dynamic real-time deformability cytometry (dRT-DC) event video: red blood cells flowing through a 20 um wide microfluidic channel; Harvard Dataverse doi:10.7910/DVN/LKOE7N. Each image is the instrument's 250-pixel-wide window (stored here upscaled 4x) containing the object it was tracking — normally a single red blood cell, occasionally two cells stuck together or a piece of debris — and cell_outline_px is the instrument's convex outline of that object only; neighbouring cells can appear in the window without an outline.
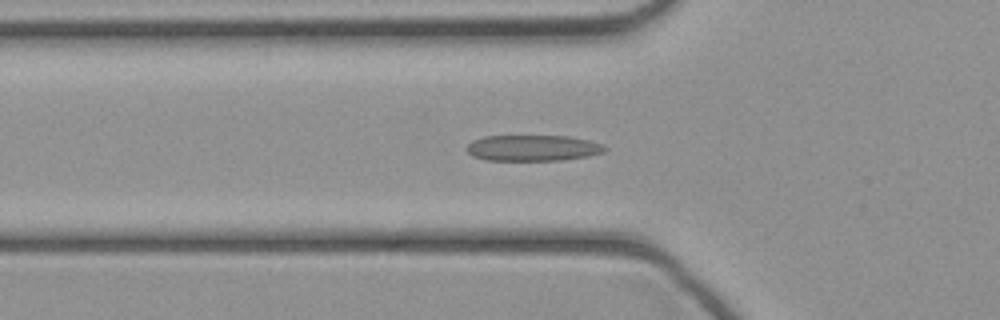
{"species": "common noctule bat (a hibernating species)", "species_latin": "Nyctalus noctula", "temperature_condition": "cold", "stored_images_in_passage": 35, "camera_frame_rate_fps": 3000, "um_per_image_px": 0.085, "animal": {"sex": "female", "body_mass_g": 21.9}, "frame": {"image": 1, "passage_image": 9, "time_ms": 2.667, "image_size_px": [1000, 320], "cell_outline_px": [[608, 148], [604, 152], [588, 156], [560, 160], [488, 160], [472, 156], [464, 148], [472, 140], [484, 136], [568, 136], [588, 140], [604, 144]], "centroid_in_image_um": [45.28, 12.57], "position_along_channel_um": 80.5, "area_um2": 20.98}}
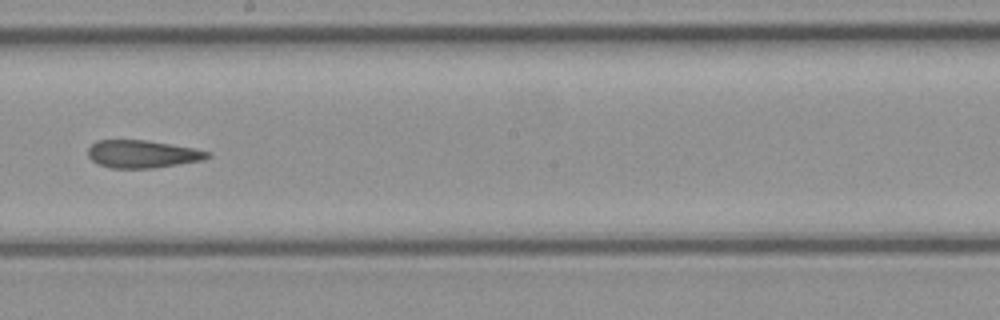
{"frame": {"image": 2, "passage_image": 19, "time_ms": 6.0, "image_size_px": [1000, 320], "cell_outline_px": [[212, 156], [204, 160], [152, 168], [112, 168], [96, 164], [88, 156], [88, 148], [96, 140], [144, 140], [192, 148], [212, 152]], "centroid_in_image_um": [12.09, 13.1], "position_along_channel_um": 236.1, "area_um2": 19.25}}
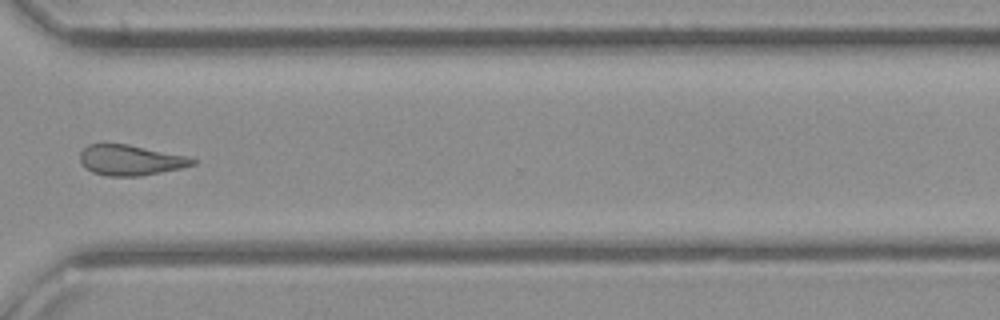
{"frame": {"image": 3, "passage_image": 27, "time_ms": 8.667, "image_size_px": [1000, 320], "cell_outline_px": [[196, 164], [184, 168], [140, 176], [108, 176], [92, 172], [80, 164], [80, 152], [88, 144], [128, 144], [188, 156], [196, 160]], "centroid_in_image_um": [11.1, 13.62], "position_along_channel_um": 359.5, "area_um2": 20.11}}